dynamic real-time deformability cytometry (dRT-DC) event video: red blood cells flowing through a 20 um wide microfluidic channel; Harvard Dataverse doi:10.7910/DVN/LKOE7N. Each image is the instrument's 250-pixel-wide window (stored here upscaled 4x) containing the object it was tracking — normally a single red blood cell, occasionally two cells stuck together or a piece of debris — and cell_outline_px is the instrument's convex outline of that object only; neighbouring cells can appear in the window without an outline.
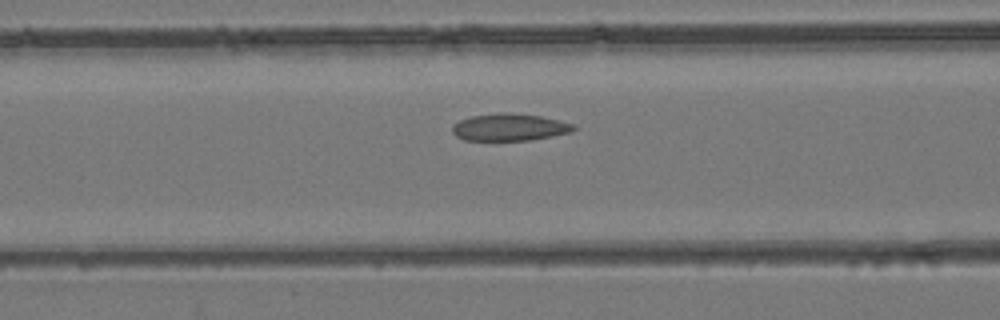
{"species": "common noctule bat (a hibernating species)", "species_latin": "Nyctalus noctula", "temperature_condition": "room temperature", "stored_images_in_passage": 37, "camera_frame_rate_fps": 3000, "um_per_image_px": 0.085, "animal": {"sex": "female", "body_mass_g": 24.6, "forearm_length_mm": 56.2}, "frame": {"image": 1, "passage_image": 9, "time_ms": 2.667, "image_size_px": [1000, 320], "cell_outline_px": [[576, 128], [572, 132], [528, 140], [464, 140], [456, 136], [452, 132], [452, 124], [460, 120], [472, 116], [504, 112], [540, 116], [576, 124]], "centroid_in_image_um": [43.3, 10.81], "position_along_channel_um": 123.3, "area_um2": 19.07}}
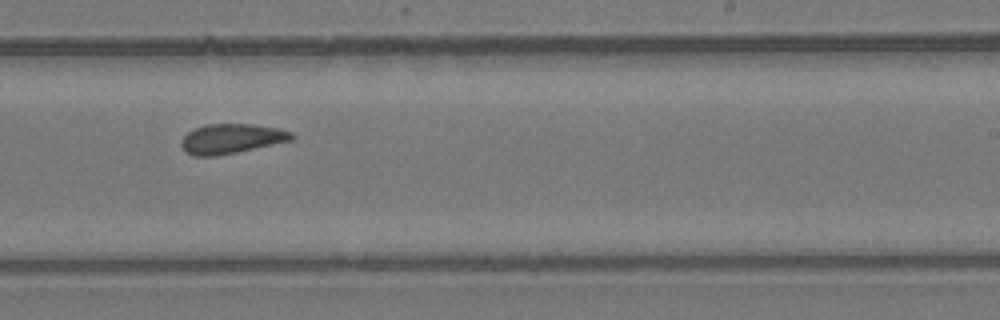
{"frame": {"image": 2, "passage_image": 19, "time_ms": 6.0, "image_size_px": [1000, 320], "cell_outline_px": [[296, 136], [292, 140], [236, 152], [216, 156], [192, 156], [184, 152], [180, 144], [180, 140], [188, 132], [196, 128], [208, 124], [252, 124], [276, 128], [292, 132]], "centroid_in_image_um": [19.63, 11.8], "position_along_channel_um": 269.4, "area_um2": 19.07}}
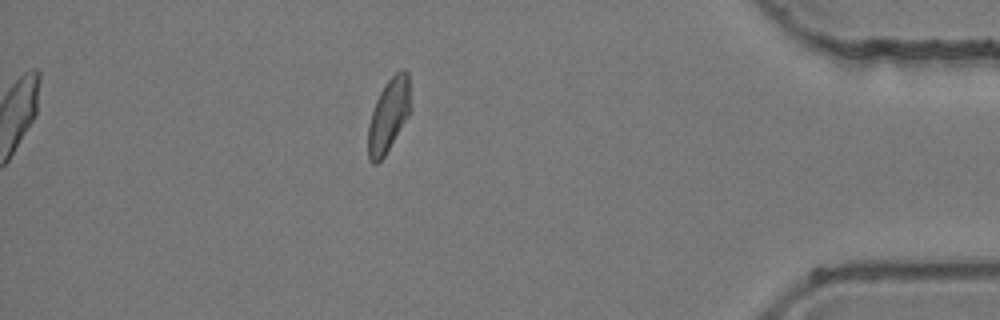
{"frame": {"image": 3, "passage_image": 31, "time_ms": 10.0, "image_size_px": [1000, 320], "cell_outline_px": [[412, 108], [408, 116], [384, 156], [376, 164], [372, 164], [368, 160], [368, 124], [376, 100], [384, 84], [400, 68], [404, 68], [408, 72]], "centroid_in_image_um": [33.05, 9.76], "position_along_channel_um": 402.2, "area_um2": 18.32}}